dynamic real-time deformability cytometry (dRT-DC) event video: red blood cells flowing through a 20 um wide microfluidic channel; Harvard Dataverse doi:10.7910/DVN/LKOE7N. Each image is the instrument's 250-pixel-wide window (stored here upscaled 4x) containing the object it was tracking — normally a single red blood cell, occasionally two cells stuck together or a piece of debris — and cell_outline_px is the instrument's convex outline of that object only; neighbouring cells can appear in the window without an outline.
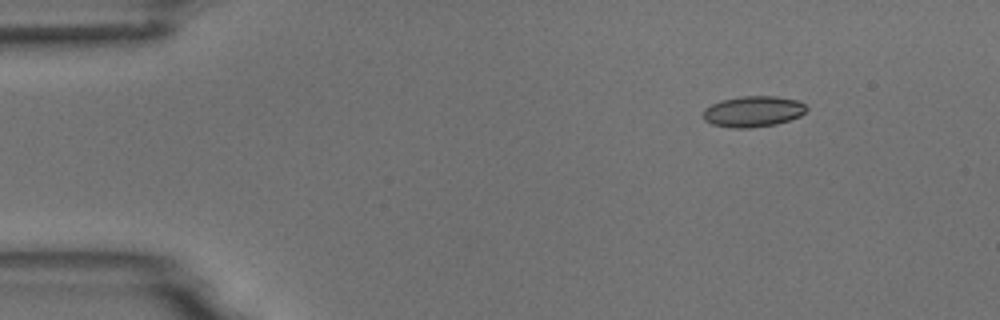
{"species": "common noctule bat (a hibernating species)", "species_latin": "Nyctalus noctula", "temperature_condition": "room temperature", "stored_images_in_passage": 9, "camera_frame_rate_fps": 3000, "um_per_image_px": 0.085, "animal": {"sex": "male", "body_mass_g": 18.8}, "frame": {"image": 1, "passage_image": 2, "time_ms": 1.333, "image_size_px": [1000, 320], "cell_outline_px": [[808, 108], [800, 116], [776, 124], [748, 128], [732, 128], [712, 124], [704, 120], [704, 108], [720, 100], [740, 96], [776, 96], [800, 100]], "centroid_in_image_um": [64.02, 9.46], "position_along_channel_um": 21.0, "area_um2": 18.67}}